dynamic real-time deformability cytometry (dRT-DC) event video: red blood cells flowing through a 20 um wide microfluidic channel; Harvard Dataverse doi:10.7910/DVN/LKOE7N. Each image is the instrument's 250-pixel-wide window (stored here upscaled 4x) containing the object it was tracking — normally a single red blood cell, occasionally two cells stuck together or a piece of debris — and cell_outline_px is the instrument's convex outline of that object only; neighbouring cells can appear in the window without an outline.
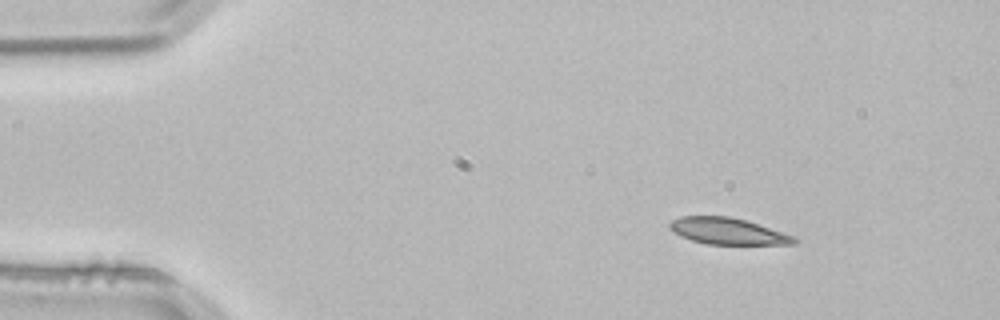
{"species": "common noctule bat (a hibernating species)", "species_latin": "Nyctalus noctula", "temperature_condition": "room temperature", "stored_images_in_passage": 48, "segment_of_instrument_passage": [1, 2], "camera_frame_rate_fps": 3000, "um_per_image_px": 0.085, "animal": {"sex": "male", "body_mass_g": 21.5, "forearm_length_mm": 52.0}, "frame": {"image": 1, "passage_image": 1, "time_ms": 0.0, "image_size_px": [1000, 320], "cell_outline_px": [[800, 240], [796, 244], [708, 244], [692, 240], [680, 236], [672, 232], [668, 228], [668, 224], [672, 220], [680, 216], [732, 216], [748, 220], [792, 236]], "centroid_in_image_um": [61.82, 19.64], "position_along_channel_um": 23.2, "area_um2": 19.31}}
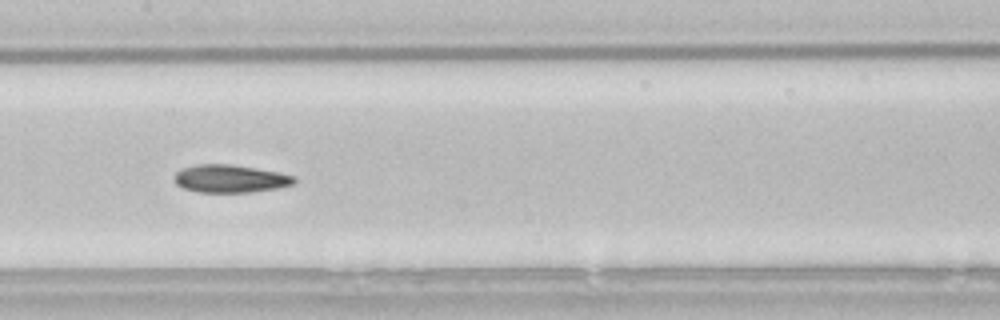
{"frame": {"image": 2, "passage_image": 20, "time_ms": 6.333, "image_size_px": [1000, 320], "cell_outline_px": [[296, 184], [276, 188], [248, 192], [200, 192], [184, 188], [176, 184], [172, 176], [176, 172], [184, 168], [196, 164], [232, 164], [280, 172], [296, 176]], "centroid_in_image_um": [19.59, 15.18], "position_along_channel_um": 187.8, "area_um2": 19.54}}
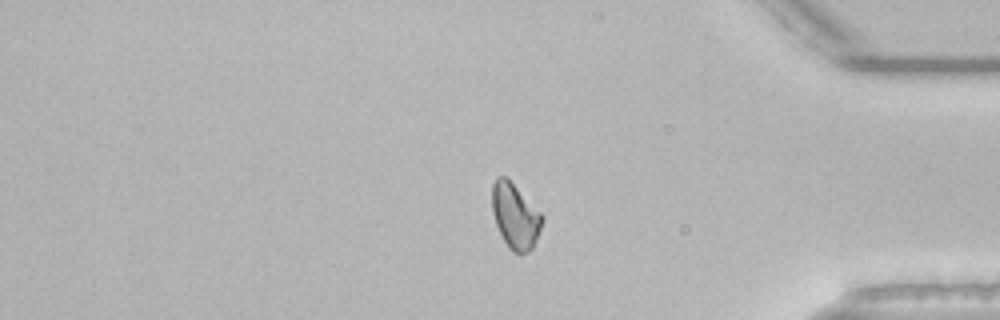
{"frame": {"image": 3, "passage_image": 38, "time_ms": 12.333, "image_size_px": [1000, 320], "cell_outline_px": [[544, 220], [532, 248], [528, 252], [520, 256], [512, 252], [508, 248], [496, 224], [492, 212], [492, 184], [496, 176], [504, 176], [544, 216]], "centroid_in_image_um": [43.78, 18.41], "position_along_channel_um": 391.4, "area_um2": 18.84}}